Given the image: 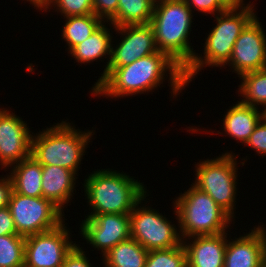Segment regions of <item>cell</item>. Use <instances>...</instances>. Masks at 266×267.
Segmentation results:
<instances>
[{"mask_svg": "<svg viewBox=\"0 0 266 267\" xmlns=\"http://www.w3.org/2000/svg\"><path fill=\"white\" fill-rule=\"evenodd\" d=\"M77 176L75 172L63 167L42 166V197L64 213V208H67L76 193Z\"/></svg>", "mask_w": 266, "mask_h": 267, "instance_id": "obj_17", "label": "cell"}, {"mask_svg": "<svg viewBox=\"0 0 266 267\" xmlns=\"http://www.w3.org/2000/svg\"><path fill=\"white\" fill-rule=\"evenodd\" d=\"M182 240L188 237L231 232L234 219L205 192L193 184L174 198Z\"/></svg>", "mask_w": 266, "mask_h": 267, "instance_id": "obj_6", "label": "cell"}, {"mask_svg": "<svg viewBox=\"0 0 266 267\" xmlns=\"http://www.w3.org/2000/svg\"><path fill=\"white\" fill-rule=\"evenodd\" d=\"M238 96L241 103L266 111V68L239 76ZM242 97V98H241ZM262 106V108H260Z\"/></svg>", "mask_w": 266, "mask_h": 267, "instance_id": "obj_23", "label": "cell"}, {"mask_svg": "<svg viewBox=\"0 0 266 267\" xmlns=\"http://www.w3.org/2000/svg\"><path fill=\"white\" fill-rule=\"evenodd\" d=\"M94 14L104 22H109L118 10V0H93Z\"/></svg>", "mask_w": 266, "mask_h": 267, "instance_id": "obj_31", "label": "cell"}, {"mask_svg": "<svg viewBox=\"0 0 266 267\" xmlns=\"http://www.w3.org/2000/svg\"><path fill=\"white\" fill-rule=\"evenodd\" d=\"M148 250L129 238L118 243L101 257L102 267H145Z\"/></svg>", "mask_w": 266, "mask_h": 267, "instance_id": "obj_21", "label": "cell"}, {"mask_svg": "<svg viewBox=\"0 0 266 267\" xmlns=\"http://www.w3.org/2000/svg\"><path fill=\"white\" fill-rule=\"evenodd\" d=\"M67 120L32 135L31 155L42 166H59L79 175V165L93 142L95 130L82 131ZM73 125V126H72ZM91 140V141H90ZM89 143V144H88Z\"/></svg>", "mask_w": 266, "mask_h": 267, "instance_id": "obj_4", "label": "cell"}, {"mask_svg": "<svg viewBox=\"0 0 266 267\" xmlns=\"http://www.w3.org/2000/svg\"><path fill=\"white\" fill-rule=\"evenodd\" d=\"M51 0H43V8L50 2Z\"/></svg>", "mask_w": 266, "mask_h": 267, "instance_id": "obj_36", "label": "cell"}, {"mask_svg": "<svg viewBox=\"0 0 266 267\" xmlns=\"http://www.w3.org/2000/svg\"><path fill=\"white\" fill-rule=\"evenodd\" d=\"M223 116L224 118L221 120L223 121V125H221L223 127L222 132L216 131L215 133L231 137L245 146L255 127L265 116V112L262 109L259 110L237 101L231 108L229 106Z\"/></svg>", "mask_w": 266, "mask_h": 267, "instance_id": "obj_19", "label": "cell"}, {"mask_svg": "<svg viewBox=\"0 0 266 267\" xmlns=\"http://www.w3.org/2000/svg\"><path fill=\"white\" fill-rule=\"evenodd\" d=\"M134 178L110 168L92 171L82 184L91 211L87 215L130 214L148 193L144 182Z\"/></svg>", "mask_w": 266, "mask_h": 267, "instance_id": "obj_2", "label": "cell"}, {"mask_svg": "<svg viewBox=\"0 0 266 267\" xmlns=\"http://www.w3.org/2000/svg\"><path fill=\"white\" fill-rule=\"evenodd\" d=\"M10 169V170H8ZM6 171L13 191L28 197H42V165L32 156L13 164Z\"/></svg>", "mask_w": 266, "mask_h": 267, "instance_id": "obj_20", "label": "cell"}, {"mask_svg": "<svg viewBox=\"0 0 266 267\" xmlns=\"http://www.w3.org/2000/svg\"><path fill=\"white\" fill-rule=\"evenodd\" d=\"M121 35L118 44H112V55L108 68H118L131 64L141 57L156 53L155 32L151 24L115 27ZM120 41V42H119Z\"/></svg>", "mask_w": 266, "mask_h": 267, "instance_id": "obj_14", "label": "cell"}, {"mask_svg": "<svg viewBox=\"0 0 266 267\" xmlns=\"http://www.w3.org/2000/svg\"><path fill=\"white\" fill-rule=\"evenodd\" d=\"M256 15L236 40L226 66L240 75L266 68V33Z\"/></svg>", "mask_w": 266, "mask_h": 267, "instance_id": "obj_12", "label": "cell"}, {"mask_svg": "<svg viewBox=\"0 0 266 267\" xmlns=\"http://www.w3.org/2000/svg\"><path fill=\"white\" fill-rule=\"evenodd\" d=\"M29 2V4L34 6V9H37V12L42 11L43 9V0H23ZM39 10V11H38Z\"/></svg>", "mask_w": 266, "mask_h": 267, "instance_id": "obj_35", "label": "cell"}, {"mask_svg": "<svg viewBox=\"0 0 266 267\" xmlns=\"http://www.w3.org/2000/svg\"><path fill=\"white\" fill-rule=\"evenodd\" d=\"M25 237L0 236V267H24Z\"/></svg>", "mask_w": 266, "mask_h": 267, "instance_id": "obj_25", "label": "cell"}, {"mask_svg": "<svg viewBox=\"0 0 266 267\" xmlns=\"http://www.w3.org/2000/svg\"><path fill=\"white\" fill-rule=\"evenodd\" d=\"M79 229L85 244L101 251L102 256L118 243L131 238L129 214L87 215Z\"/></svg>", "mask_w": 266, "mask_h": 267, "instance_id": "obj_11", "label": "cell"}, {"mask_svg": "<svg viewBox=\"0 0 266 267\" xmlns=\"http://www.w3.org/2000/svg\"><path fill=\"white\" fill-rule=\"evenodd\" d=\"M27 122L7 108L0 111V169L16 164L31 155L33 131Z\"/></svg>", "mask_w": 266, "mask_h": 267, "instance_id": "obj_13", "label": "cell"}, {"mask_svg": "<svg viewBox=\"0 0 266 267\" xmlns=\"http://www.w3.org/2000/svg\"><path fill=\"white\" fill-rule=\"evenodd\" d=\"M17 234L23 237L58 227L65 214L43 197H28L12 191L8 202Z\"/></svg>", "mask_w": 266, "mask_h": 267, "instance_id": "obj_9", "label": "cell"}, {"mask_svg": "<svg viewBox=\"0 0 266 267\" xmlns=\"http://www.w3.org/2000/svg\"><path fill=\"white\" fill-rule=\"evenodd\" d=\"M156 0H118L117 14L109 21L115 27L149 24Z\"/></svg>", "mask_w": 266, "mask_h": 267, "instance_id": "obj_22", "label": "cell"}, {"mask_svg": "<svg viewBox=\"0 0 266 267\" xmlns=\"http://www.w3.org/2000/svg\"><path fill=\"white\" fill-rule=\"evenodd\" d=\"M81 245L75 244L73 248L66 254L62 267H95L87 257V254Z\"/></svg>", "mask_w": 266, "mask_h": 267, "instance_id": "obj_29", "label": "cell"}, {"mask_svg": "<svg viewBox=\"0 0 266 267\" xmlns=\"http://www.w3.org/2000/svg\"><path fill=\"white\" fill-rule=\"evenodd\" d=\"M67 224L64 221L52 230L25 237L24 267H62L66 254L77 243L72 241Z\"/></svg>", "mask_w": 266, "mask_h": 267, "instance_id": "obj_10", "label": "cell"}, {"mask_svg": "<svg viewBox=\"0 0 266 267\" xmlns=\"http://www.w3.org/2000/svg\"><path fill=\"white\" fill-rule=\"evenodd\" d=\"M259 267H266V260Z\"/></svg>", "mask_w": 266, "mask_h": 267, "instance_id": "obj_37", "label": "cell"}, {"mask_svg": "<svg viewBox=\"0 0 266 267\" xmlns=\"http://www.w3.org/2000/svg\"><path fill=\"white\" fill-rule=\"evenodd\" d=\"M63 20L65 24L62 26V41L66 42L67 53L79 43L86 40L104 21L95 14L84 16H70ZM68 44V45H67Z\"/></svg>", "mask_w": 266, "mask_h": 267, "instance_id": "obj_24", "label": "cell"}, {"mask_svg": "<svg viewBox=\"0 0 266 267\" xmlns=\"http://www.w3.org/2000/svg\"><path fill=\"white\" fill-rule=\"evenodd\" d=\"M218 2L225 8V9H239L242 7H246L249 5H256L255 3L249 1V3H245L244 0H218Z\"/></svg>", "mask_w": 266, "mask_h": 267, "instance_id": "obj_34", "label": "cell"}, {"mask_svg": "<svg viewBox=\"0 0 266 267\" xmlns=\"http://www.w3.org/2000/svg\"><path fill=\"white\" fill-rule=\"evenodd\" d=\"M184 2L190 7L191 11L202 12L215 16L218 13L224 12L226 9L218 2V0H184Z\"/></svg>", "mask_w": 266, "mask_h": 267, "instance_id": "obj_30", "label": "cell"}, {"mask_svg": "<svg viewBox=\"0 0 266 267\" xmlns=\"http://www.w3.org/2000/svg\"><path fill=\"white\" fill-rule=\"evenodd\" d=\"M49 9L59 12L63 18L94 14L93 0H51L42 10L50 12Z\"/></svg>", "mask_w": 266, "mask_h": 267, "instance_id": "obj_27", "label": "cell"}, {"mask_svg": "<svg viewBox=\"0 0 266 267\" xmlns=\"http://www.w3.org/2000/svg\"><path fill=\"white\" fill-rule=\"evenodd\" d=\"M109 27H111L109 29ZM107 24V26H106ZM113 27V28H112ZM112 29H115V26L110 22H104L100 27H98L86 40L82 41L76 45L69 53V55L80 64H89L99 59L106 63L104 65L103 73H101L98 79L102 78L107 71V68L110 64L111 55H112V43L113 41V32ZM111 30V32H110Z\"/></svg>", "mask_w": 266, "mask_h": 267, "instance_id": "obj_18", "label": "cell"}, {"mask_svg": "<svg viewBox=\"0 0 266 267\" xmlns=\"http://www.w3.org/2000/svg\"><path fill=\"white\" fill-rule=\"evenodd\" d=\"M169 74V75H168ZM167 76V77H166ZM169 77V78H168ZM168 78L172 99L180 96L186 84L184 70L167 54L157 51L129 65L107 68L106 74L91 87V95L107 98L148 94L158 89ZM170 84V85H169ZM154 90V91H153Z\"/></svg>", "mask_w": 266, "mask_h": 267, "instance_id": "obj_1", "label": "cell"}, {"mask_svg": "<svg viewBox=\"0 0 266 267\" xmlns=\"http://www.w3.org/2000/svg\"><path fill=\"white\" fill-rule=\"evenodd\" d=\"M145 267H187L185 246L149 250Z\"/></svg>", "mask_w": 266, "mask_h": 267, "instance_id": "obj_26", "label": "cell"}, {"mask_svg": "<svg viewBox=\"0 0 266 267\" xmlns=\"http://www.w3.org/2000/svg\"><path fill=\"white\" fill-rule=\"evenodd\" d=\"M256 5H249L239 9H226L214 18L215 27L205 37L204 49L196 53L193 61L184 70L186 84L189 85L197 74L206 67H226L233 47L241 32L256 16ZM203 54V55H202ZM199 72V73H198Z\"/></svg>", "mask_w": 266, "mask_h": 267, "instance_id": "obj_5", "label": "cell"}, {"mask_svg": "<svg viewBox=\"0 0 266 267\" xmlns=\"http://www.w3.org/2000/svg\"><path fill=\"white\" fill-rule=\"evenodd\" d=\"M18 235L8 206L0 208V236Z\"/></svg>", "mask_w": 266, "mask_h": 267, "instance_id": "obj_32", "label": "cell"}, {"mask_svg": "<svg viewBox=\"0 0 266 267\" xmlns=\"http://www.w3.org/2000/svg\"><path fill=\"white\" fill-rule=\"evenodd\" d=\"M228 232L183 239L187 267H224Z\"/></svg>", "mask_w": 266, "mask_h": 267, "instance_id": "obj_16", "label": "cell"}, {"mask_svg": "<svg viewBox=\"0 0 266 267\" xmlns=\"http://www.w3.org/2000/svg\"><path fill=\"white\" fill-rule=\"evenodd\" d=\"M13 191L12 180L9 175L6 174L0 177V208L8 206L11 193Z\"/></svg>", "mask_w": 266, "mask_h": 267, "instance_id": "obj_33", "label": "cell"}, {"mask_svg": "<svg viewBox=\"0 0 266 267\" xmlns=\"http://www.w3.org/2000/svg\"><path fill=\"white\" fill-rule=\"evenodd\" d=\"M255 226L238 238L228 237L224 267H259L266 260V227Z\"/></svg>", "mask_w": 266, "mask_h": 267, "instance_id": "obj_15", "label": "cell"}, {"mask_svg": "<svg viewBox=\"0 0 266 267\" xmlns=\"http://www.w3.org/2000/svg\"><path fill=\"white\" fill-rule=\"evenodd\" d=\"M238 157L233 151L227 150L216 158L200 160L195 164L196 177L192 183L207 193L234 220L238 196Z\"/></svg>", "mask_w": 266, "mask_h": 267, "instance_id": "obj_7", "label": "cell"}, {"mask_svg": "<svg viewBox=\"0 0 266 267\" xmlns=\"http://www.w3.org/2000/svg\"><path fill=\"white\" fill-rule=\"evenodd\" d=\"M254 150L258 156L266 157V116L255 127L246 144Z\"/></svg>", "mask_w": 266, "mask_h": 267, "instance_id": "obj_28", "label": "cell"}, {"mask_svg": "<svg viewBox=\"0 0 266 267\" xmlns=\"http://www.w3.org/2000/svg\"><path fill=\"white\" fill-rule=\"evenodd\" d=\"M193 16L184 0H156L150 22L158 50L167 54L183 70L196 54L189 41Z\"/></svg>", "mask_w": 266, "mask_h": 267, "instance_id": "obj_3", "label": "cell"}, {"mask_svg": "<svg viewBox=\"0 0 266 267\" xmlns=\"http://www.w3.org/2000/svg\"><path fill=\"white\" fill-rule=\"evenodd\" d=\"M148 196L147 193L129 214L131 238L148 251L174 248L181 245L183 240L179 232V218L175 206L172 204L174 214H176L174 217L177 221L173 220L172 222L165 214L162 215L155 208L146 205V200H149L146 198ZM174 222H177V225Z\"/></svg>", "mask_w": 266, "mask_h": 267, "instance_id": "obj_8", "label": "cell"}]
</instances>
